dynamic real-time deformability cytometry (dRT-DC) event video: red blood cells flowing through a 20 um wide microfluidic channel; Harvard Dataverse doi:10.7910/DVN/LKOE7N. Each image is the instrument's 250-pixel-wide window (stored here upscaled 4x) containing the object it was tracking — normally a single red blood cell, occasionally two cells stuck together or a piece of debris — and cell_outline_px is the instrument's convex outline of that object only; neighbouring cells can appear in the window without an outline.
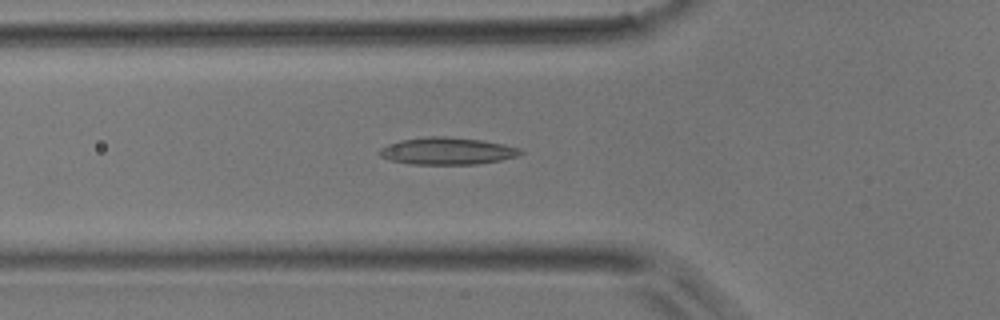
{"species": "common noctule bat (a hibernating species)", "species_latin": "Nyctalus noctula", "temperature_condition": "room temperature", "stored_images_in_passage": 49, "camera_frame_rate_fps": 3000, "um_per_image_px": 0.085, "animal": {"sex": "male", "body_mass_g": 17.9}, "frame": {"image": 1, "passage_image": 16, "time_ms": 5.0, "image_size_px": [1000, 320], "cell_outline_px": [[524, 152], [520, 156], [500, 160], [476, 164], [408, 164], [392, 160], [380, 156], [376, 152], [380, 148], [388, 144], [400, 140], [428, 136], [444, 136], [484, 140], [504, 144], [520, 148]], "centroid_in_image_um": [38.02, 12.83], "position_along_channel_um": 87.8, "area_um2": 22.48}}
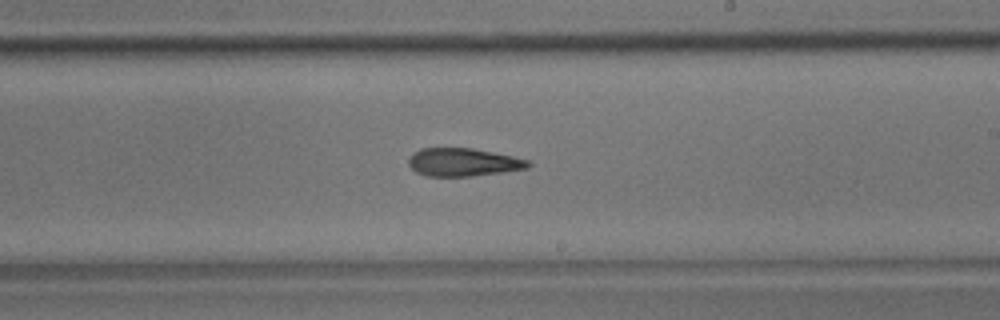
{"frame": {"image": 2, "passage_image": 28, "time_ms": 9.0, "image_size_px": [1000, 320], "cell_outline_px": [[532, 164], [528, 168], [472, 176], [428, 176], [416, 172], [408, 164], [408, 160], [420, 148], [472, 148], [512, 156], [528, 160]], "centroid_in_image_um": [39.37, 13.79], "position_along_channel_um": 249.6, "area_um2": 19.31}}
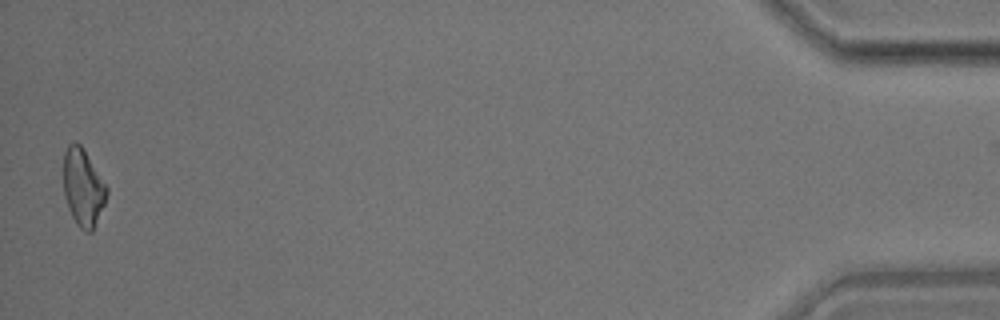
{"frame": {"image": 3, "passage_image": 48, "time_ms": 15.667, "image_size_px": [1000, 320], "cell_outline_px": [[108, 192], [104, 204], [92, 232], [84, 232], [76, 224], [68, 208], [64, 196], [64, 152], [68, 144], [80, 144], [108, 188]], "centroid_in_image_um": [7.05, 15.98], "position_along_channel_um": 428.1, "area_um2": 19.19}}